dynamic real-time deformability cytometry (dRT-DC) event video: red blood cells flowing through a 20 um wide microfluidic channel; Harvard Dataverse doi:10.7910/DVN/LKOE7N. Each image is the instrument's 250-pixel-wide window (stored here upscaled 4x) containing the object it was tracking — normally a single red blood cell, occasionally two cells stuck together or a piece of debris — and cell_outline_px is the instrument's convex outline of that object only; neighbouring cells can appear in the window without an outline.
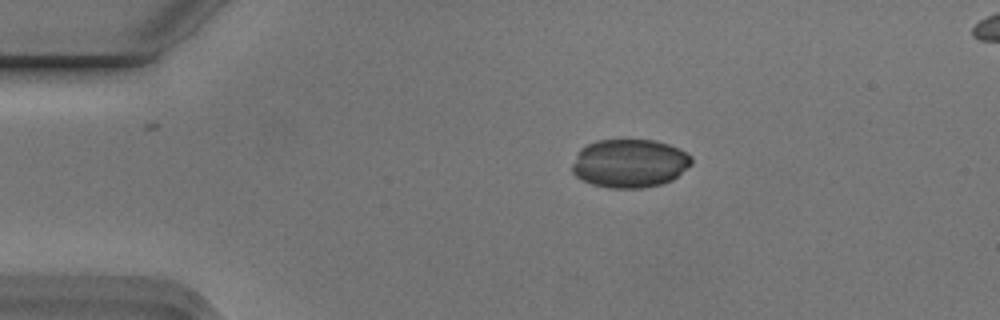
{"species": "Egyptian fruit bat (a non-hibernating species)", "species_latin": "Rousettus aegyptiacus", "temperature_condition": "cold", "stored_images_in_passage": 3, "segment_of_instrument_passage": [1, 2], "camera_frame_rate_fps": 3000, "um_per_image_px": 0.085, "animal": {"sex": "male"}, "frame": {"image": 1, "passage_image": 1, "time_ms": 0.0, "image_size_px": [1000, 320], "cell_outline_px": [[692, 164], [672, 180], [660, 184], [644, 188], [608, 188], [592, 184], [576, 176], [572, 172], [572, 164], [580, 148], [596, 140], [656, 140], [668, 144], [692, 156]], "centroid_in_image_um": [53.51, 13.88], "position_along_channel_um": 31.5, "area_um2": 33.7}}